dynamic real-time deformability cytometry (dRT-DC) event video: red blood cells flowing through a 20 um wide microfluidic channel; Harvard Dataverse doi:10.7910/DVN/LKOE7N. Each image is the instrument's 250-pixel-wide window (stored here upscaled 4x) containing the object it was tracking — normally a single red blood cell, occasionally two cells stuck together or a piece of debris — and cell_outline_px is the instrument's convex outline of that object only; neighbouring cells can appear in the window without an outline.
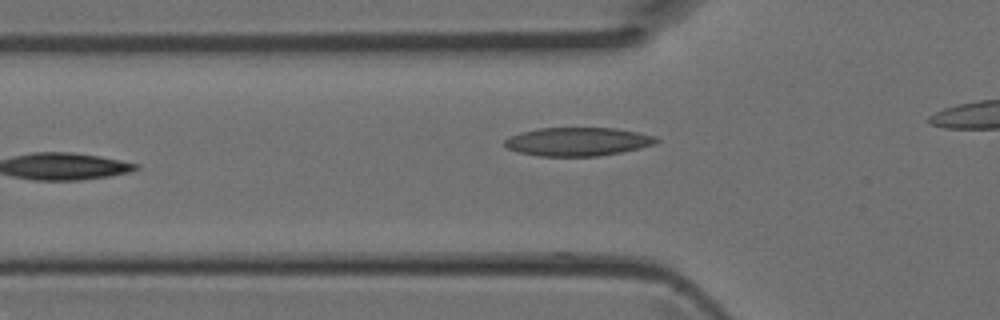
{"species": "Egyptian fruit bat (a non-hibernating species)", "species_latin": "Rousettus aegyptiacus", "temperature_condition": "room temperature", "stored_images_in_passage": 7, "camera_frame_rate_fps": 3000, "um_per_image_px": 0.085, "animal": {"sex": "female"}, "frame": {"image": 1, "passage_image": 2, "time_ms": 0.333, "image_size_px": [1000, 320], "cell_outline_px": [[660, 140], [656, 144], [640, 148], [620, 152], [596, 156], [540, 156], [520, 152], [508, 148], [504, 144], [504, 140], [508, 136], [520, 132], [536, 128], [616, 128], [656, 136]], "centroid_in_image_um": [49.1, 12.03], "position_along_channel_um": 76.7, "area_um2": 25.2}}
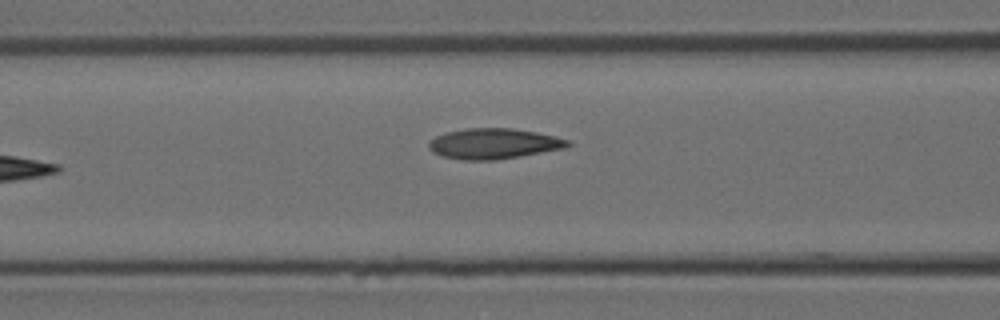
{"frame": {"image": 2, "passage_image": 5, "time_ms": 1.333, "image_size_px": [1000, 320], "cell_outline_px": [[572, 144], [568, 148], [496, 160], [460, 160], [444, 156], [432, 152], [428, 148], [428, 144], [436, 136], [448, 132], [468, 128], [512, 128], [536, 132], [556, 136], [568, 140]], "centroid_in_image_um": [42.01, 12.22], "position_along_channel_um": 124.6, "area_um2": 24.74}}